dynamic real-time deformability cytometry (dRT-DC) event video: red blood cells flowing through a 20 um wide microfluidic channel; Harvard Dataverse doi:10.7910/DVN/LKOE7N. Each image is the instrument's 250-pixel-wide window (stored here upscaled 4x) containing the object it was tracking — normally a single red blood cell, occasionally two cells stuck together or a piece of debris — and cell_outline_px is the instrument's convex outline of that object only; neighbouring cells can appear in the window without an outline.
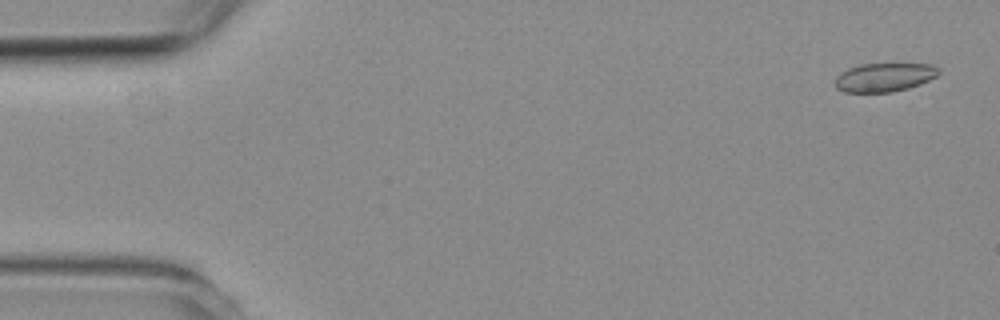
{"species": "common noctule bat (a hibernating species)", "species_latin": "Nyctalus noctula", "temperature_condition": "room temperature", "stored_images_in_passage": 8, "camera_frame_rate_fps": 3000, "um_per_image_px": 0.085, "animal": {"sex": "female", "body_mass_g": 19.3, "forearm_length_mm": 54.1}, "frame": {"image": 1, "passage_image": 1, "time_ms": 0.0, "image_size_px": [1000, 320], "cell_outline_px": [[940, 72], [936, 76], [920, 84], [908, 88], [892, 92], [844, 92], [836, 88], [836, 76], [840, 72], [848, 68], [860, 64], [932, 64], [940, 68]], "centroid_in_image_um": [75.17, 6.56], "position_along_channel_um": 9.8, "area_um2": 17.34}}
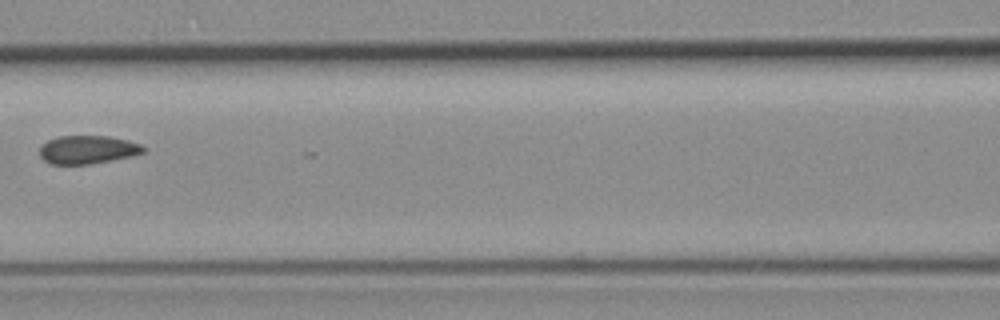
{"frame": {"image": 2, "passage_image": 7, "time_ms": 7.0, "image_size_px": [1000, 320], "cell_outline_px": [[144, 152], [132, 156], [112, 160], [88, 164], [48, 164], [40, 156], [40, 148], [48, 140], [56, 136], [108, 136], [128, 140], [140, 144], [144, 148]], "centroid_in_image_um": [7.43, 12.72], "position_along_channel_um": 159.2, "area_um2": 17.05}}
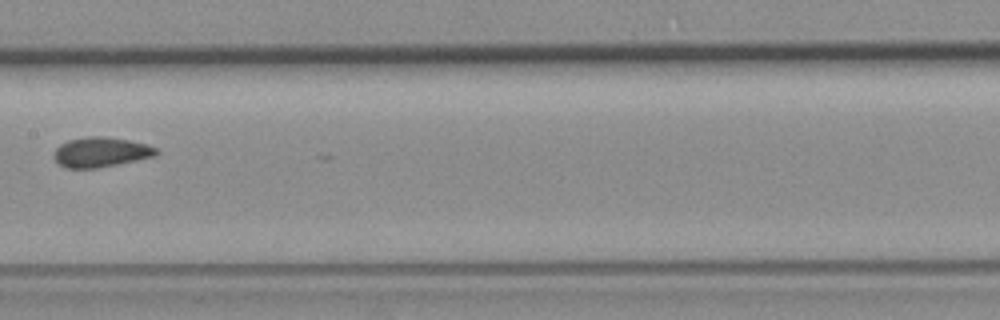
{"frame": {"image": 3, "passage_image": 8, "time_ms": 8.0, "image_size_px": [1000, 320], "cell_outline_px": [[160, 152], [156, 156], [96, 168], [64, 168], [52, 156], [56, 148], [60, 144], [68, 140], [88, 136], [104, 136], [128, 140], [144, 144], [156, 148]], "centroid_in_image_um": [8.54, 12.93], "position_along_channel_um": 198.9, "area_um2": 17.74}}